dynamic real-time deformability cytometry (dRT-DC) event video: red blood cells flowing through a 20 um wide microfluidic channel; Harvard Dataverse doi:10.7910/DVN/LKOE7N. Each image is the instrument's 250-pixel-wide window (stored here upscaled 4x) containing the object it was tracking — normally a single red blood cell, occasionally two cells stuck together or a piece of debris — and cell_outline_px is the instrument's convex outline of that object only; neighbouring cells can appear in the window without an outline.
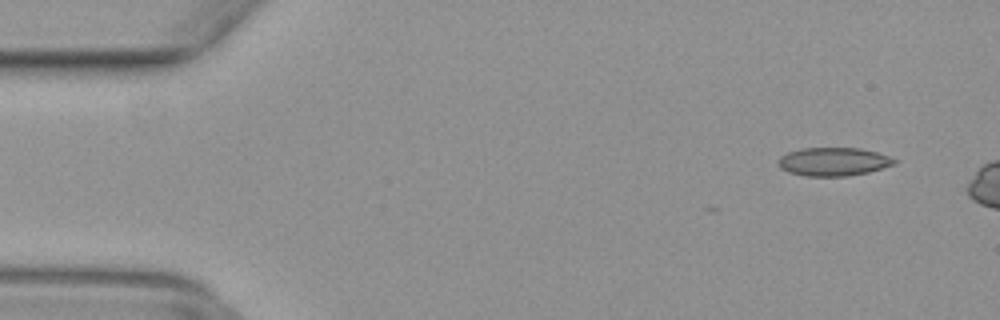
{"species": "common noctule bat (a hibernating species)", "species_latin": "Nyctalus noctula", "temperature_condition": "warm", "stored_images_in_passage": 11, "camera_frame_rate_fps": 3000, "um_per_image_px": 0.085, "animal": {"sex": "female", "body_mass_g": 29.2, "forearm_length_mm": 56.3}, "frame": {"image": 1, "passage_image": 4, "time_ms": 1.0, "image_size_px": [1000, 320], "cell_outline_px": [[900, 160], [896, 164], [868, 172], [848, 176], [804, 176], [788, 172], [780, 168], [780, 156], [788, 152], [800, 148], [860, 148], [876, 152]], "centroid_in_image_um": [70.87, 13.74], "position_along_channel_um": 14.1, "area_um2": 19.25}}